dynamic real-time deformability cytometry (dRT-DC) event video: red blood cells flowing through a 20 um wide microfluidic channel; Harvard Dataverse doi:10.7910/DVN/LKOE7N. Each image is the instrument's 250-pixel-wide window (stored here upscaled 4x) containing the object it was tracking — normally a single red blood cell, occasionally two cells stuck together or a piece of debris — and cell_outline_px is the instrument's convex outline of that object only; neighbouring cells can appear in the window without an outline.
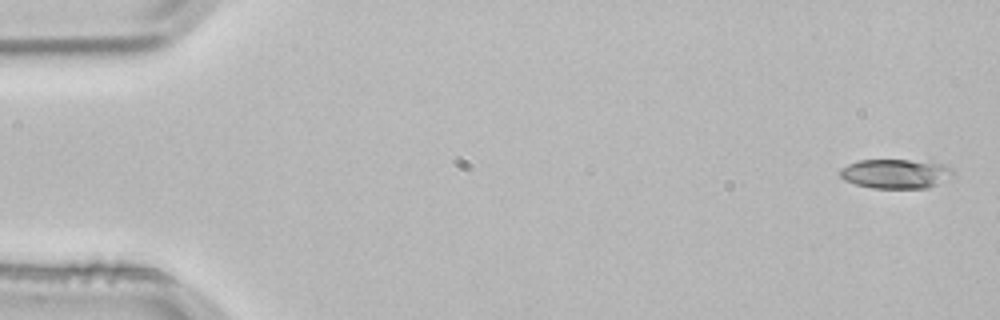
{"species": "common noctule bat (a hibernating species)", "species_latin": "Nyctalus noctula", "temperature_condition": "room temperature", "stored_images_in_passage": 4, "camera_frame_rate_fps": 3000, "um_per_image_px": 0.085, "animal": {"sex": "male", "body_mass_g": 21.5, "forearm_length_mm": 52.0}, "frame": {"image": 1, "passage_image": 1, "time_ms": 0.0, "image_size_px": [1000, 320], "cell_outline_px": [[952, 172], [936, 184], [928, 188], [872, 188], [856, 184], [844, 180], [840, 176], [840, 168], [848, 164], [860, 160], [932, 160], [944, 164], [952, 168]], "centroid_in_image_um": [76.1, 14.74], "position_along_channel_um": 8.9, "area_um2": 19.31}}